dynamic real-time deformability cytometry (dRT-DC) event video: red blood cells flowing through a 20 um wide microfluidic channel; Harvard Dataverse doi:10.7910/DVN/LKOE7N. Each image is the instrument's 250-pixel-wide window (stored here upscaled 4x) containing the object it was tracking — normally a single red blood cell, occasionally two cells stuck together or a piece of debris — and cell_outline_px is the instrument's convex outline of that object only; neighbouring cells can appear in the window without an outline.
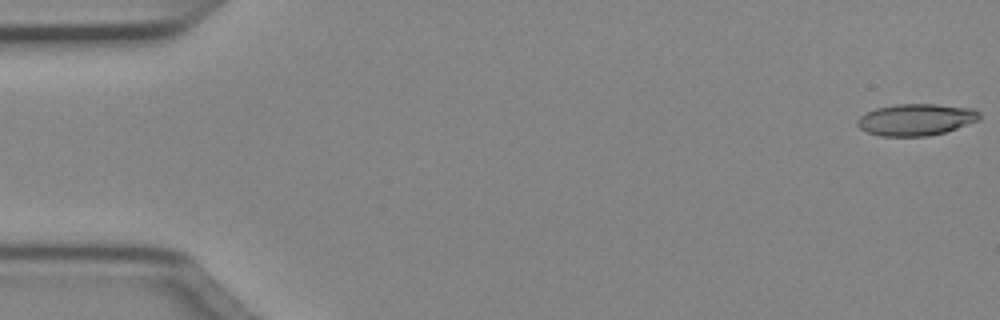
{"species": "Egyptian fruit bat (a non-hibernating species)", "species_latin": "Rousettus aegyptiacus", "temperature_condition": "cold", "stored_images_in_passage": 50, "camera_frame_rate_fps": 3000, "um_per_image_px": 0.085, "animal": {"sex": "female"}, "frame": {"image": 1, "passage_image": 1, "time_ms": 0.0, "image_size_px": [1000, 320], "cell_outline_px": [[980, 120], [944, 132], [928, 136], [880, 136], [868, 132], [860, 128], [856, 124], [856, 120], [864, 112], [876, 108], [896, 104], [936, 104], [972, 108], [980, 112]], "centroid_in_image_um": [77.84, 10.16], "position_along_channel_um": 7.2, "area_um2": 22.66}}
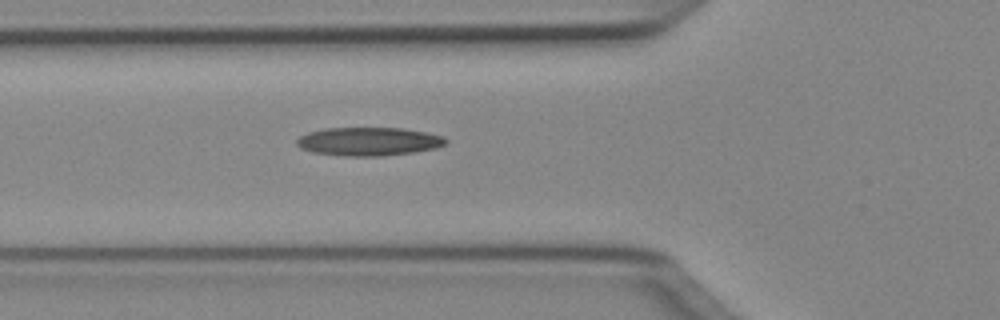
{"frame": {"image": 2, "passage_image": 18, "time_ms": 5.667, "image_size_px": [1000, 320], "cell_outline_px": [[448, 140], [444, 144], [436, 148], [412, 152], [380, 156], [344, 156], [312, 152], [300, 148], [296, 144], [296, 140], [300, 136], [308, 132], [324, 128], [404, 128], [444, 136]], "centroid_in_image_um": [31.31, 12.02], "position_along_channel_um": 94.5, "area_um2": 24.68}}
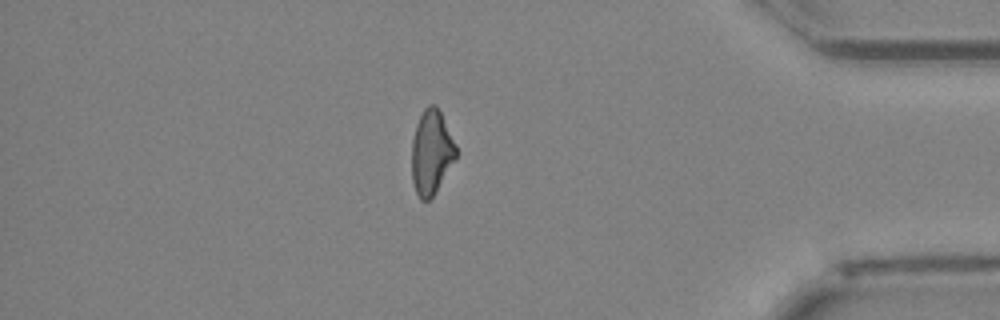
{"frame": {"image": 3, "passage_image": 43, "time_ms": 14.0, "image_size_px": [1000, 320], "cell_outline_px": [[456, 160], [432, 196], [428, 200], [420, 200], [416, 192], [412, 180], [412, 140], [416, 124], [424, 108], [428, 104], [436, 104], [456, 144]], "centroid_in_image_um": [36.66, 12.93], "position_along_channel_um": 398.5, "area_um2": 21.68}, "authors_computed_cell_mechanics": {"area_um2": 22.9466, "velocity_mm_per_s": 4.0541, "shape_relaxation_time_tau1_ms": null, "shape_relaxation_time_tau2_ms": 6.2071, "deformation_change_tau1": null, "deformation_change_tau2": 0.1772}}